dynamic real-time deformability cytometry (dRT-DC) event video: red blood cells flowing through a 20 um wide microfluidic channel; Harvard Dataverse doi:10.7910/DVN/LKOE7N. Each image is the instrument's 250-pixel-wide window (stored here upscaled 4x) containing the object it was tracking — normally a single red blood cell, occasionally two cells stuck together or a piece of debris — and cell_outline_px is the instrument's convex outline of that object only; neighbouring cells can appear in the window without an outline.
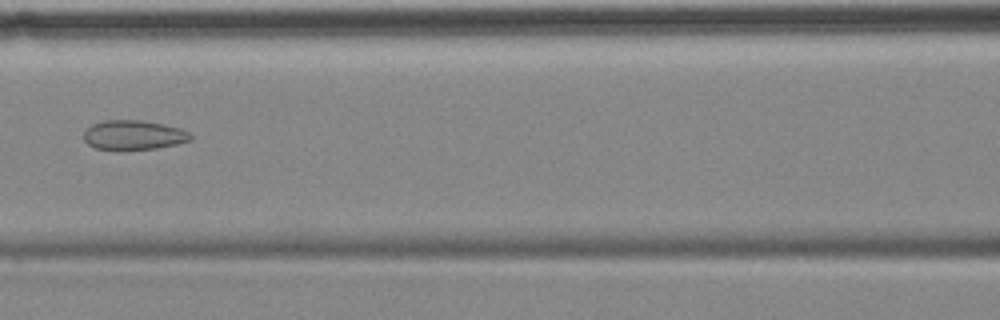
{"species": "common noctule bat (a hibernating species)", "species_latin": "Nyctalus noctula", "temperature_condition": "cold", "stored_images_in_passage": 9, "camera_frame_rate_fps": 3000, "um_per_image_px": 0.085, "animal": {"sex": "female", "body_mass_g": 18.4}, "frame": {"image": 1, "passage_image": 6, "time_ms": 6.333, "image_size_px": [1000, 320], "cell_outline_px": [[192, 140], [176, 144], [156, 148], [120, 152], [96, 148], [88, 144], [84, 140], [84, 132], [92, 124], [104, 120], [140, 120], [180, 128], [188, 132], [192, 136]], "centroid_in_image_um": [11.32, 11.51], "position_along_channel_um": 155.3, "area_um2": 18.67}}
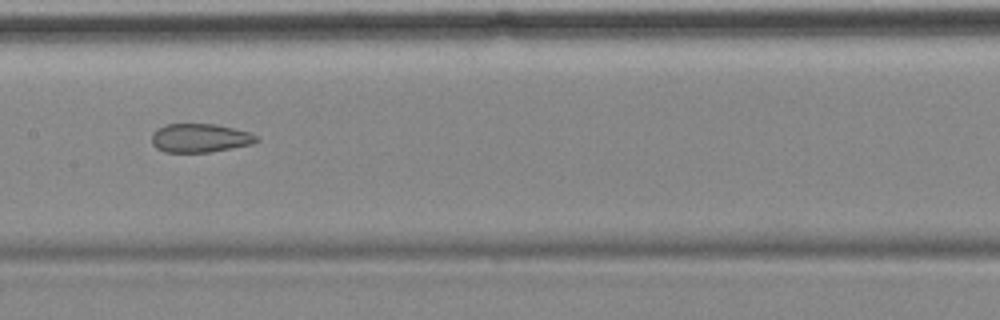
{"frame": {"image": 2, "passage_image": 7, "time_ms": 7.333, "image_size_px": [1000, 320], "cell_outline_px": [[260, 140], [252, 144], [208, 152], [164, 152], [156, 148], [152, 144], [152, 132], [156, 128], [164, 124], [216, 124], [248, 132], [260, 136]], "centroid_in_image_um": [16.98, 11.72], "position_along_channel_um": 190.4, "area_um2": 17.63}}
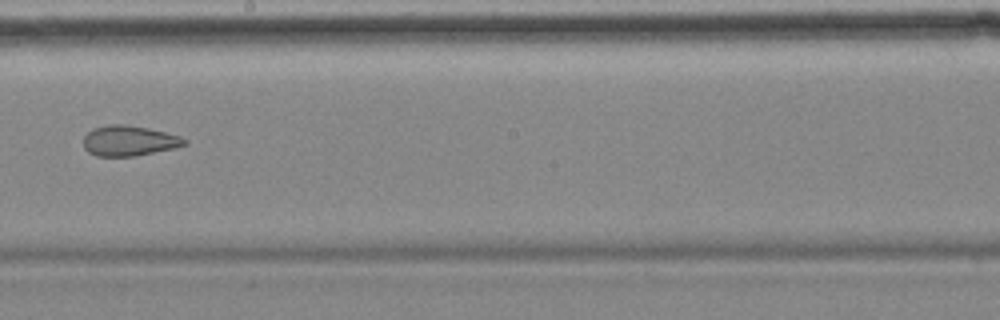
{"frame": {"image": 3, "passage_image": 8, "time_ms": 8.667, "image_size_px": [1000, 320], "cell_outline_px": [[188, 144], [172, 148], [136, 156], [96, 156], [88, 152], [84, 148], [84, 136], [92, 128], [108, 124], [124, 124], [148, 128], [180, 136], [188, 140]], "centroid_in_image_um": [10.95, 11.96], "position_along_channel_um": 237.2, "area_um2": 17.86}}